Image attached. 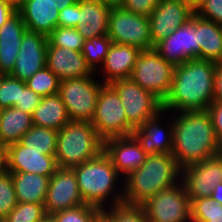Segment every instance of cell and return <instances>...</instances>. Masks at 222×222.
Returning <instances> with one entry per match:
<instances>
[{
    "mask_svg": "<svg viewBox=\"0 0 222 222\" xmlns=\"http://www.w3.org/2000/svg\"><path fill=\"white\" fill-rule=\"evenodd\" d=\"M85 204L72 168H58L50 177L44 203L46 214Z\"/></svg>",
    "mask_w": 222,
    "mask_h": 222,
    "instance_id": "5bb4252c",
    "label": "cell"
},
{
    "mask_svg": "<svg viewBox=\"0 0 222 222\" xmlns=\"http://www.w3.org/2000/svg\"><path fill=\"white\" fill-rule=\"evenodd\" d=\"M110 8L122 6L123 0H97Z\"/></svg>",
    "mask_w": 222,
    "mask_h": 222,
    "instance_id": "c3c4849f",
    "label": "cell"
},
{
    "mask_svg": "<svg viewBox=\"0 0 222 222\" xmlns=\"http://www.w3.org/2000/svg\"><path fill=\"white\" fill-rule=\"evenodd\" d=\"M16 198L21 203H45L51 176L11 172Z\"/></svg>",
    "mask_w": 222,
    "mask_h": 222,
    "instance_id": "484cf974",
    "label": "cell"
},
{
    "mask_svg": "<svg viewBox=\"0 0 222 222\" xmlns=\"http://www.w3.org/2000/svg\"><path fill=\"white\" fill-rule=\"evenodd\" d=\"M140 52L141 50L135 46L112 43L102 68H99L104 74L103 83L110 84L113 81L130 79L135 59Z\"/></svg>",
    "mask_w": 222,
    "mask_h": 222,
    "instance_id": "603a6c76",
    "label": "cell"
},
{
    "mask_svg": "<svg viewBox=\"0 0 222 222\" xmlns=\"http://www.w3.org/2000/svg\"><path fill=\"white\" fill-rule=\"evenodd\" d=\"M26 30L24 20L18 11L0 28V71L6 75L14 69Z\"/></svg>",
    "mask_w": 222,
    "mask_h": 222,
    "instance_id": "7402d4cb",
    "label": "cell"
},
{
    "mask_svg": "<svg viewBox=\"0 0 222 222\" xmlns=\"http://www.w3.org/2000/svg\"><path fill=\"white\" fill-rule=\"evenodd\" d=\"M33 125L60 130L71 120L59 94L42 97L32 114Z\"/></svg>",
    "mask_w": 222,
    "mask_h": 222,
    "instance_id": "4316f807",
    "label": "cell"
},
{
    "mask_svg": "<svg viewBox=\"0 0 222 222\" xmlns=\"http://www.w3.org/2000/svg\"><path fill=\"white\" fill-rule=\"evenodd\" d=\"M183 1L195 11L204 0H183Z\"/></svg>",
    "mask_w": 222,
    "mask_h": 222,
    "instance_id": "f907efd6",
    "label": "cell"
},
{
    "mask_svg": "<svg viewBox=\"0 0 222 222\" xmlns=\"http://www.w3.org/2000/svg\"><path fill=\"white\" fill-rule=\"evenodd\" d=\"M17 204L11 172H0V217L5 219Z\"/></svg>",
    "mask_w": 222,
    "mask_h": 222,
    "instance_id": "8d00e7d4",
    "label": "cell"
},
{
    "mask_svg": "<svg viewBox=\"0 0 222 222\" xmlns=\"http://www.w3.org/2000/svg\"><path fill=\"white\" fill-rule=\"evenodd\" d=\"M160 0H123L122 7L129 12L149 17Z\"/></svg>",
    "mask_w": 222,
    "mask_h": 222,
    "instance_id": "60d3db41",
    "label": "cell"
},
{
    "mask_svg": "<svg viewBox=\"0 0 222 222\" xmlns=\"http://www.w3.org/2000/svg\"><path fill=\"white\" fill-rule=\"evenodd\" d=\"M195 14L222 26V0H204Z\"/></svg>",
    "mask_w": 222,
    "mask_h": 222,
    "instance_id": "f35d334b",
    "label": "cell"
},
{
    "mask_svg": "<svg viewBox=\"0 0 222 222\" xmlns=\"http://www.w3.org/2000/svg\"><path fill=\"white\" fill-rule=\"evenodd\" d=\"M79 186L80 195L86 205H92L100 210L105 209L106 201L112 200L110 206L124 202L123 186L118 188V173L109 156L102 151L98 156L89 161L72 167ZM115 192V195L113 194ZM113 194V195H112ZM112 195V197H111ZM111 198V199H108Z\"/></svg>",
    "mask_w": 222,
    "mask_h": 222,
    "instance_id": "277c9868",
    "label": "cell"
},
{
    "mask_svg": "<svg viewBox=\"0 0 222 222\" xmlns=\"http://www.w3.org/2000/svg\"><path fill=\"white\" fill-rule=\"evenodd\" d=\"M122 180L124 203L141 205L156 193L180 183L181 167L172 154H150Z\"/></svg>",
    "mask_w": 222,
    "mask_h": 222,
    "instance_id": "3957f363",
    "label": "cell"
},
{
    "mask_svg": "<svg viewBox=\"0 0 222 222\" xmlns=\"http://www.w3.org/2000/svg\"><path fill=\"white\" fill-rule=\"evenodd\" d=\"M173 118L172 155L181 168L221 153L222 146L207 111L178 112Z\"/></svg>",
    "mask_w": 222,
    "mask_h": 222,
    "instance_id": "7a4b0ae2",
    "label": "cell"
},
{
    "mask_svg": "<svg viewBox=\"0 0 222 222\" xmlns=\"http://www.w3.org/2000/svg\"><path fill=\"white\" fill-rule=\"evenodd\" d=\"M41 222H56V220H55V218H54V216L52 214H46L42 218Z\"/></svg>",
    "mask_w": 222,
    "mask_h": 222,
    "instance_id": "f5cc1de1",
    "label": "cell"
},
{
    "mask_svg": "<svg viewBox=\"0 0 222 222\" xmlns=\"http://www.w3.org/2000/svg\"><path fill=\"white\" fill-rule=\"evenodd\" d=\"M41 100L42 96L25 86L23 89H20L19 101L14 107L32 115Z\"/></svg>",
    "mask_w": 222,
    "mask_h": 222,
    "instance_id": "ab89813d",
    "label": "cell"
},
{
    "mask_svg": "<svg viewBox=\"0 0 222 222\" xmlns=\"http://www.w3.org/2000/svg\"><path fill=\"white\" fill-rule=\"evenodd\" d=\"M58 131L33 125L21 138L20 143L28 150H41L46 155H55Z\"/></svg>",
    "mask_w": 222,
    "mask_h": 222,
    "instance_id": "f1b7e54d",
    "label": "cell"
},
{
    "mask_svg": "<svg viewBox=\"0 0 222 222\" xmlns=\"http://www.w3.org/2000/svg\"><path fill=\"white\" fill-rule=\"evenodd\" d=\"M0 222H5V219L0 217Z\"/></svg>",
    "mask_w": 222,
    "mask_h": 222,
    "instance_id": "11a10c76",
    "label": "cell"
},
{
    "mask_svg": "<svg viewBox=\"0 0 222 222\" xmlns=\"http://www.w3.org/2000/svg\"><path fill=\"white\" fill-rule=\"evenodd\" d=\"M17 10L10 4L0 0V28L5 24V22L15 13Z\"/></svg>",
    "mask_w": 222,
    "mask_h": 222,
    "instance_id": "f6af8a7d",
    "label": "cell"
},
{
    "mask_svg": "<svg viewBox=\"0 0 222 222\" xmlns=\"http://www.w3.org/2000/svg\"><path fill=\"white\" fill-rule=\"evenodd\" d=\"M141 206L148 222H192L191 202L181 182L156 193Z\"/></svg>",
    "mask_w": 222,
    "mask_h": 222,
    "instance_id": "8fae6325",
    "label": "cell"
},
{
    "mask_svg": "<svg viewBox=\"0 0 222 222\" xmlns=\"http://www.w3.org/2000/svg\"><path fill=\"white\" fill-rule=\"evenodd\" d=\"M103 151L109 156L113 166L123 178L139 168L147 157L133 135L105 140Z\"/></svg>",
    "mask_w": 222,
    "mask_h": 222,
    "instance_id": "ac0fdd59",
    "label": "cell"
},
{
    "mask_svg": "<svg viewBox=\"0 0 222 222\" xmlns=\"http://www.w3.org/2000/svg\"><path fill=\"white\" fill-rule=\"evenodd\" d=\"M45 215L44 203L18 202L5 218V222H41Z\"/></svg>",
    "mask_w": 222,
    "mask_h": 222,
    "instance_id": "d590c367",
    "label": "cell"
},
{
    "mask_svg": "<svg viewBox=\"0 0 222 222\" xmlns=\"http://www.w3.org/2000/svg\"><path fill=\"white\" fill-rule=\"evenodd\" d=\"M217 66L218 63L202 59L175 66L169 94L162 103L163 111H206L213 102Z\"/></svg>",
    "mask_w": 222,
    "mask_h": 222,
    "instance_id": "6da1fadb",
    "label": "cell"
},
{
    "mask_svg": "<svg viewBox=\"0 0 222 222\" xmlns=\"http://www.w3.org/2000/svg\"><path fill=\"white\" fill-rule=\"evenodd\" d=\"M79 21V0L59 12L58 27L76 28Z\"/></svg>",
    "mask_w": 222,
    "mask_h": 222,
    "instance_id": "b9f144b4",
    "label": "cell"
},
{
    "mask_svg": "<svg viewBox=\"0 0 222 222\" xmlns=\"http://www.w3.org/2000/svg\"><path fill=\"white\" fill-rule=\"evenodd\" d=\"M7 148L8 146L0 141V172L7 169Z\"/></svg>",
    "mask_w": 222,
    "mask_h": 222,
    "instance_id": "bcb514c9",
    "label": "cell"
},
{
    "mask_svg": "<svg viewBox=\"0 0 222 222\" xmlns=\"http://www.w3.org/2000/svg\"><path fill=\"white\" fill-rule=\"evenodd\" d=\"M211 198L222 205V183H218L215 187H214V191L211 194Z\"/></svg>",
    "mask_w": 222,
    "mask_h": 222,
    "instance_id": "7dc6e473",
    "label": "cell"
},
{
    "mask_svg": "<svg viewBox=\"0 0 222 222\" xmlns=\"http://www.w3.org/2000/svg\"><path fill=\"white\" fill-rule=\"evenodd\" d=\"M192 222H222V205L211 196L191 201Z\"/></svg>",
    "mask_w": 222,
    "mask_h": 222,
    "instance_id": "1f68e13d",
    "label": "cell"
},
{
    "mask_svg": "<svg viewBox=\"0 0 222 222\" xmlns=\"http://www.w3.org/2000/svg\"><path fill=\"white\" fill-rule=\"evenodd\" d=\"M5 75L6 74L4 72L0 71V83L3 80V78L5 77Z\"/></svg>",
    "mask_w": 222,
    "mask_h": 222,
    "instance_id": "db71d44e",
    "label": "cell"
},
{
    "mask_svg": "<svg viewBox=\"0 0 222 222\" xmlns=\"http://www.w3.org/2000/svg\"><path fill=\"white\" fill-rule=\"evenodd\" d=\"M48 36L26 30L22 37L19 54L10 76L22 81L31 78L46 66Z\"/></svg>",
    "mask_w": 222,
    "mask_h": 222,
    "instance_id": "2e32d148",
    "label": "cell"
},
{
    "mask_svg": "<svg viewBox=\"0 0 222 222\" xmlns=\"http://www.w3.org/2000/svg\"><path fill=\"white\" fill-rule=\"evenodd\" d=\"M109 85L119 95L127 122L133 129L163 111L162 102L131 79L113 81Z\"/></svg>",
    "mask_w": 222,
    "mask_h": 222,
    "instance_id": "30bf717a",
    "label": "cell"
},
{
    "mask_svg": "<svg viewBox=\"0 0 222 222\" xmlns=\"http://www.w3.org/2000/svg\"><path fill=\"white\" fill-rule=\"evenodd\" d=\"M206 111L211 117L212 126L215 129L217 140L222 146V102L213 101Z\"/></svg>",
    "mask_w": 222,
    "mask_h": 222,
    "instance_id": "7bdbcfd3",
    "label": "cell"
},
{
    "mask_svg": "<svg viewBox=\"0 0 222 222\" xmlns=\"http://www.w3.org/2000/svg\"><path fill=\"white\" fill-rule=\"evenodd\" d=\"M194 13L183 0H160L148 17L153 45L189 21Z\"/></svg>",
    "mask_w": 222,
    "mask_h": 222,
    "instance_id": "9a60e30c",
    "label": "cell"
},
{
    "mask_svg": "<svg viewBox=\"0 0 222 222\" xmlns=\"http://www.w3.org/2000/svg\"><path fill=\"white\" fill-rule=\"evenodd\" d=\"M25 83L28 88L42 97L59 92L60 80L47 66L36 72Z\"/></svg>",
    "mask_w": 222,
    "mask_h": 222,
    "instance_id": "d6a6232c",
    "label": "cell"
},
{
    "mask_svg": "<svg viewBox=\"0 0 222 222\" xmlns=\"http://www.w3.org/2000/svg\"><path fill=\"white\" fill-rule=\"evenodd\" d=\"M95 73L91 76L60 81L59 92L67 115L73 121L93 120L99 91L104 85L99 80H94ZM94 76V77H93Z\"/></svg>",
    "mask_w": 222,
    "mask_h": 222,
    "instance_id": "52a82bcc",
    "label": "cell"
},
{
    "mask_svg": "<svg viewBox=\"0 0 222 222\" xmlns=\"http://www.w3.org/2000/svg\"><path fill=\"white\" fill-rule=\"evenodd\" d=\"M213 101L222 102V64H218L214 75Z\"/></svg>",
    "mask_w": 222,
    "mask_h": 222,
    "instance_id": "ee69618b",
    "label": "cell"
},
{
    "mask_svg": "<svg viewBox=\"0 0 222 222\" xmlns=\"http://www.w3.org/2000/svg\"><path fill=\"white\" fill-rule=\"evenodd\" d=\"M48 41L56 47L82 52L85 39L79 34L76 28L56 27L48 35Z\"/></svg>",
    "mask_w": 222,
    "mask_h": 222,
    "instance_id": "836d02e7",
    "label": "cell"
},
{
    "mask_svg": "<svg viewBox=\"0 0 222 222\" xmlns=\"http://www.w3.org/2000/svg\"><path fill=\"white\" fill-rule=\"evenodd\" d=\"M196 35L200 59L222 64V26L196 14Z\"/></svg>",
    "mask_w": 222,
    "mask_h": 222,
    "instance_id": "d4e9b609",
    "label": "cell"
},
{
    "mask_svg": "<svg viewBox=\"0 0 222 222\" xmlns=\"http://www.w3.org/2000/svg\"><path fill=\"white\" fill-rule=\"evenodd\" d=\"M55 1L59 5L58 6L59 11L63 10L64 8H66L69 5H72L76 2H78V0H55Z\"/></svg>",
    "mask_w": 222,
    "mask_h": 222,
    "instance_id": "681fc988",
    "label": "cell"
},
{
    "mask_svg": "<svg viewBox=\"0 0 222 222\" xmlns=\"http://www.w3.org/2000/svg\"><path fill=\"white\" fill-rule=\"evenodd\" d=\"M58 168L55 155L43 154L41 150H28L20 142L8 145L6 170L10 172L52 176Z\"/></svg>",
    "mask_w": 222,
    "mask_h": 222,
    "instance_id": "e0dca14e",
    "label": "cell"
},
{
    "mask_svg": "<svg viewBox=\"0 0 222 222\" xmlns=\"http://www.w3.org/2000/svg\"><path fill=\"white\" fill-rule=\"evenodd\" d=\"M103 150L104 141L91 122L71 120L58 130L55 157L60 168L83 164Z\"/></svg>",
    "mask_w": 222,
    "mask_h": 222,
    "instance_id": "5b68a950",
    "label": "cell"
},
{
    "mask_svg": "<svg viewBox=\"0 0 222 222\" xmlns=\"http://www.w3.org/2000/svg\"><path fill=\"white\" fill-rule=\"evenodd\" d=\"M165 113L162 111L160 114L152 119L146 120L143 125L133 130V136L140 143L142 149L147 155L164 153L172 154L173 150V122H167L162 126L161 115ZM159 119H161L159 121ZM161 125V126H160Z\"/></svg>",
    "mask_w": 222,
    "mask_h": 222,
    "instance_id": "ffe728a7",
    "label": "cell"
},
{
    "mask_svg": "<svg viewBox=\"0 0 222 222\" xmlns=\"http://www.w3.org/2000/svg\"><path fill=\"white\" fill-rule=\"evenodd\" d=\"M174 66L154 49L141 50L135 59L130 79L152 93L162 103L169 94Z\"/></svg>",
    "mask_w": 222,
    "mask_h": 222,
    "instance_id": "8992f818",
    "label": "cell"
},
{
    "mask_svg": "<svg viewBox=\"0 0 222 222\" xmlns=\"http://www.w3.org/2000/svg\"><path fill=\"white\" fill-rule=\"evenodd\" d=\"M91 123L103 141L130 136L134 130L127 122L119 95L109 84H104L99 91Z\"/></svg>",
    "mask_w": 222,
    "mask_h": 222,
    "instance_id": "ba28073f",
    "label": "cell"
},
{
    "mask_svg": "<svg viewBox=\"0 0 222 222\" xmlns=\"http://www.w3.org/2000/svg\"><path fill=\"white\" fill-rule=\"evenodd\" d=\"M55 0H24L17 10L27 30L48 36L58 27L59 9Z\"/></svg>",
    "mask_w": 222,
    "mask_h": 222,
    "instance_id": "44dd1931",
    "label": "cell"
},
{
    "mask_svg": "<svg viewBox=\"0 0 222 222\" xmlns=\"http://www.w3.org/2000/svg\"><path fill=\"white\" fill-rule=\"evenodd\" d=\"M33 126L32 115L9 107L0 110V141L7 146L21 141Z\"/></svg>",
    "mask_w": 222,
    "mask_h": 222,
    "instance_id": "83f0119b",
    "label": "cell"
},
{
    "mask_svg": "<svg viewBox=\"0 0 222 222\" xmlns=\"http://www.w3.org/2000/svg\"><path fill=\"white\" fill-rule=\"evenodd\" d=\"M107 36L113 43L135 46L140 50L154 48L148 17L129 12L122 6L110 9Z\"/></svg>",
    "mask_w": 222,
    "mask_h": 222,
    "instance_id": "9c48e42d",
    "label": "cell"
},
{
    "mask_svg": "<svg viewBox=\"0 0 222 222\" xmlns=\"http://www.w3.org/2000/svg\"><path fill=\"white\" fill-rule=\"evenodd\" d=\"M190 202L210 197L214 187L222 183V154L181 168V180Z\"/></svg>",
    "mask_w": 222,
    "mask_h": 222,
    "instance_id": "4fadbf2b",
    "label": "cell"
},
{
    "mask_svg": "<svg viewBox=\"0 0 222 222\" xmlns=\"http://www.w3.org/2000/svg\"><path fill=\"white\" fill-rule=\"evenodd\" d=\"M110 207L101 210V219L104 222H148L141 205L123 202Z\"/></svg>",
    "mask_w": 222,
    "mask_h": 222,
    "instance_id": "f546056e",
    "label": "cell"
},
{
    "mask_svg": "<svg viewBox=\"0 0 222 222\" xmlns=\"http://www.w3.org/2000/svg\"><path fill=\"white\" fill-rule=\"evenodd\" d=\"M25 86V81L5 75L0 83V110L14 107L19 101L20 89Z\"/></svg>",
    "mask_w": 222,
    "mask_h": 222,
    "instance_id": "74e56055",
    "label": "cell"
},
{
    "mask_svg": "<svg viewBox=\"0 0 222 222\" xmlns=\"http://www.w3.org/2000/svg\"><path fill=\"white\" fill-rule=\"evenodd\" d=\"M46 66L59 80L91 76L94 72L87 65L82 52L47 44Z\"/></svg>",
    "mask_w": 222,
    "mask_h": 222,
    "instance_id": "d6986e66",
    "label": "cell"
},
{
    "mask_svg": "<svg viewBox=\"0 0 222 222\" xmlns=\"http://www.w3.org/2000/svg\"><path fill=\"white\" fill-rule=\"evenodd\" d=\"M56 222H98L101 210L92 205H80L52 214Z\"/></svg>",
    "mask_w": 222,
    "mask_h": 222,
    "instance_id": "e575fe53",
    "label": "cell"
},
{
    "mask_svg": "<svg viewBox=\"0 0 222 222\" xmlns=\"http://www.w3.org/2000/svg\"><path fill=\"white\" fill-rule=\"evenodd\" d=\"M110 9L97 0H79V34L85 40L107 35Z\"/></svg>",
    "mask_w": 222,
    "mask_h": 222,
    "instance_id": "cb8c5ba5",
    "label": "cell"
},
{
    "mask_svg": "<svg viewBox=\"0 0 222 222\" xmlns=\"http://www.w3.org/2000/svg\"><path fill=\"white\" fill-rule=\"evenodd\" d=\"M2 1L6 2L7 4H10L16 10H18L24 2V0H2Z\"/></svg>",
    "mask_w": 222,
    "mask_h": 222,
    "instance_id": "816d5d0a",
    "label": "cell"
},
{
    "mask_svg": "<svg viewBox=\"0 0 222 222\" xmlns=\"http://www.w3.org/2000/svg\"><path fill=\"white\" fill-rule=\"evenodd\" d=\"M112 43L113 42L107 35L94 37L84 41L82 55L84 56L87 65L94 73L99 69V66H102Z\"/></svg>",
    "mask_w": 222,
    "mask_h": 222,
    "instance_id": "4dcf8cb0",
    "label": "cell"
},
{
    "mask_svg": "<svg viewBox=\"0 0 222 222\" xmlns=\"http://www.w3.org/2000/svg\"><path fill=\"white\" fill-rule=\"evenodd\" d=\"M154 49L174 67L184 62L200 59V45L197 43L196 14L189 21L176 28L166 38L154 45Z\"/></svg>",
    "mask_w": 222,
    "mask_h": 222,
    "instance_id": "7c38bea8",
    "label": "cell"
}]
</instances>
